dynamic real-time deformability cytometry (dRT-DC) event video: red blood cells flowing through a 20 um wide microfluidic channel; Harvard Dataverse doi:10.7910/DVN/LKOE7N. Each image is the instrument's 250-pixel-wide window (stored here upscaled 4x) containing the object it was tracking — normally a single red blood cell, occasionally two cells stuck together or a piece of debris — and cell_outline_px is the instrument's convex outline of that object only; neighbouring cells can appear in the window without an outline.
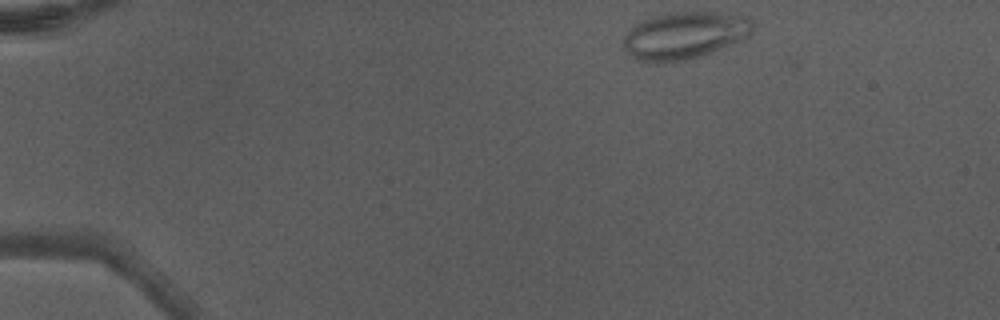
{"species": "Egyptian fruit bat (a non-hibernating species)", "species_latin": "Rousettus aegyptiacus", "temperature_condition": "warm", "stored_images_in_passage": 4, "camera_frame_rate_fps": 3000, "um_per_image_px": 0.085, "animal": {"sex": "male"}, "frame": {"image": 1, "passage_image": 1, "time_ms": 0.0, "image_size_px": [1000, 320], "cell_outline_px": [[752, 32], [740, 40], [712, 52], [692, 60], [656, 64], [640, 60], [632, 56], [624, 48], [624, 36], [636, 24], [644, 20], [656, 16], [680, 12], [712, 12], [748, 16], [752, 20]], "centroid_in_image_um": [58.2, 3.04], "position_along_channel_um": 26.8, "area_um2": 35.37}}